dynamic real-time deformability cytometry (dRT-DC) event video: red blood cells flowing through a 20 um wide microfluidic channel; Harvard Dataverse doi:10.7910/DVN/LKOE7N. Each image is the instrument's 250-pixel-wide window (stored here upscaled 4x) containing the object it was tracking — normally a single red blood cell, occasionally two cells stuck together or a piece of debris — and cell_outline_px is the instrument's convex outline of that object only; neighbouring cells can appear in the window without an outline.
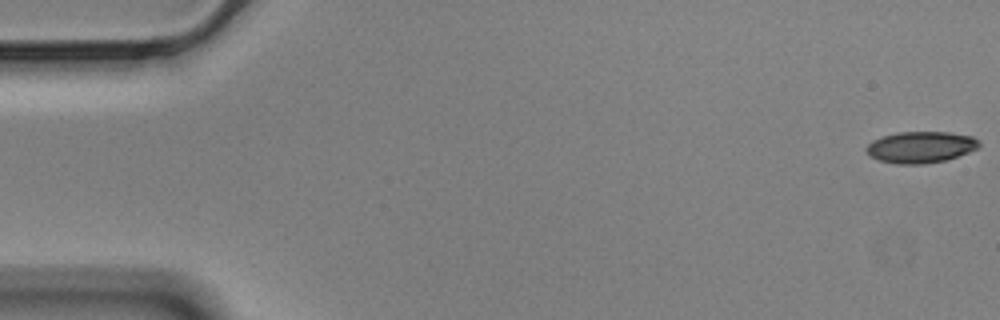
{"species": "Egyptian fruit bat (a non-hibernating species)", "species_latin": "Rousettus aegyptiacus", "temperature_condition": "cold", "stored_images_in_passage": 57, "camera_frame_rate_fps": 3000, "um_per_image_px": 0.085, "animal": {"sex": "male"}, "frame": {"image": 1, "passage_image": 1, "time_ms": 0.0, "image_size_px": [1000, 320], "cell_outline_px": [[980, 144], [976, 148], [968, 152], [944, 160], [924, 164], [896, 164], [880, 160], [872, 156], [864, 148], [872, 140], [884, 136], [900, 132], [948, 132], [972, 136], [980, 140]], "centroid_in_image_um": [78.26, 12.5], "position_along_channel_um": 6.7, "area_um2": 20.4}}
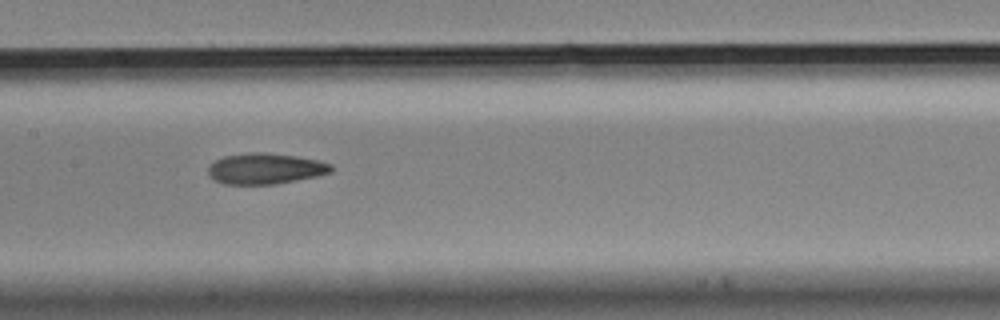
{"frame": {"image": 2, "passage_image": 28, "time_ms": 9.0, "image_size_px": [1000, 320], "cell_outline_px": [[332, 172], [320, 176], [276, 184], [224, 184], [208, 176], [208, 168], [216, 160], [224, 156], [248, 152], [264, 152], [296, 156], [320, 160], [332, 164]], "centroid_in_image_um": [22.59, 14.33], "position_along_channel_um": 184.8, "area_um2": 22.31}}
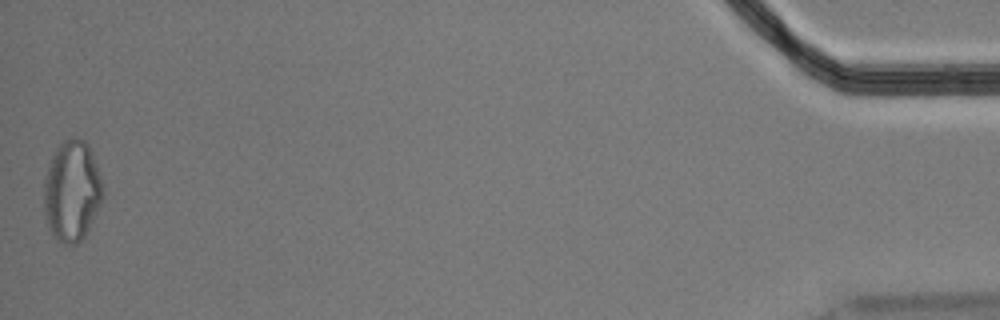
{"frame": {"image": 3, "passage_image": 57, "time_ms": 18.667, "image_size_px": [1000, 320], "cell_outline_px": [[104, 196], [84, 236], [76, 244], [68, 244], [56, 240], [52, 236], [48, 224], [44, 208], [44, 184], [48, 168], [52, 156], [56, 148], [64, 140], [76, 136], [84, 140], [88, 144], [100, 176], [104, 192]], "centroid_in_image_um": [6.11, 16.22], "position_along_channel_um": 429.1, "area_um2": 34.22}, "authors_computed_cell_mechanics": {"area_um2": 22.0796, "velocity_mm_per_s": 3.5033, "shape_relaxation_time_tau1_ms": 8.1369, "shape_relaxation_time_tau2_ms": 4.8566, "deformation_change_tau1": 0.1652, "deformation_change_tau2": 0.1219}}